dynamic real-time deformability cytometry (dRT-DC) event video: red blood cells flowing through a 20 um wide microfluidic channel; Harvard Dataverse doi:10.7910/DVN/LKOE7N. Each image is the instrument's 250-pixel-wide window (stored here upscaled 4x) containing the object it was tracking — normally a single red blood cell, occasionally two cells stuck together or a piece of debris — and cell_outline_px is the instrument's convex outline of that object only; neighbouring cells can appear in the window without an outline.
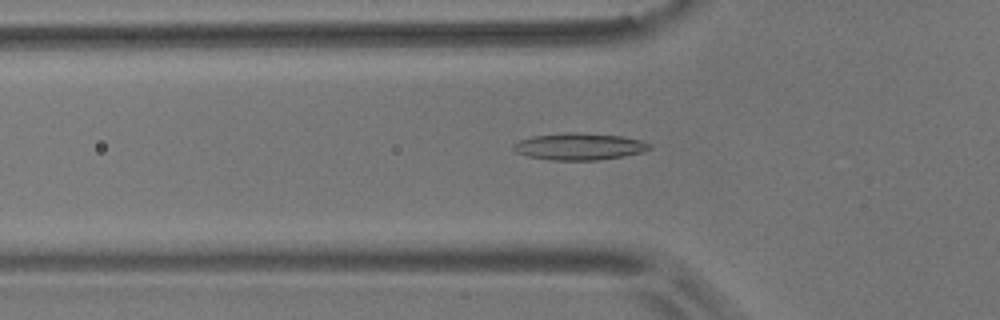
{"species": "common noctule bat (a hibernating species)", "species_latin": "Nyctalus noctula", "temperature_condition": "room temperature", "stored_images_in_passage": 55, "camera_frame_rate_fps": 3000, "um_per_image_px": 0.085, "animal": {"sex": "male", "body_mass_g": 17.9}, "frame": {"image": 1, "passage_image": 18, "time_ms": 5.667, "image_size_px": [1000, 320], "cell_outline_px": [[652, 148], [640, 152], [624, 156], [596, 160], [548, 160], [528, 156], [516, 152], [512, 148], [512, 144], [520, 140], [532, 136], [564, 132], [580, 132], [620, 136], [640, 140], [652, 144]], "centroid_in_image_um": [49.21, 12.45], "position_along_channel_um": 76.6, "area_um2": 21.39}}
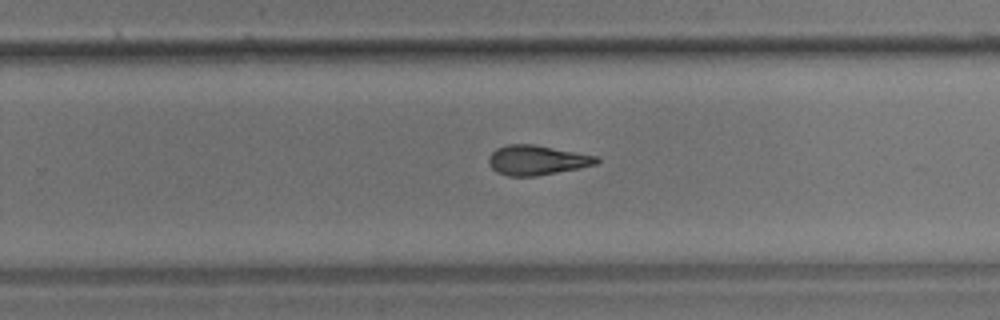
{"frame": {"image": 2, "passage_image": 35, "time_ms": 11.333, "image_size_px": [1000, 320], "cell_outline_px": [[600, 160], [596, 164], [580, 168], [536, 176], [508, 176], [496, 172], [488, 164], [488, 160], [492, 152], [496, 148], [508, 144], [536, 144], [596, 156]], "centroid_in_image_um": [45.61, 13.61], "position_along_channel_um": 284.2, "area_um2": 18.73}}
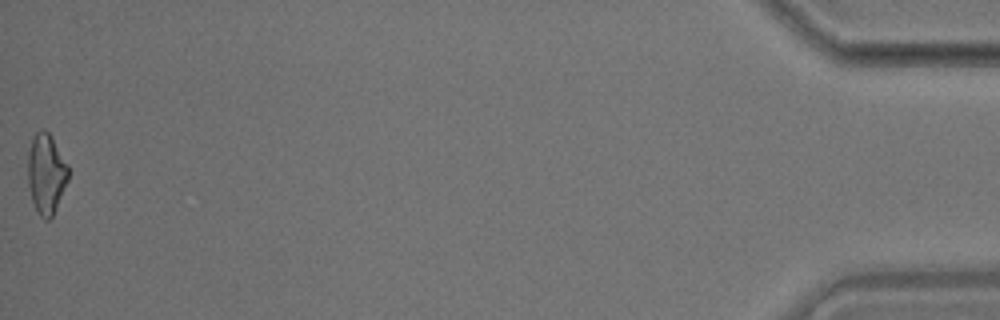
{"frame": {"image": 3, "passage_image": 55, "time_ms": 18.0, "image_size_px": [1000, 320], "cell_outline_px": [[68, 180], [52, 216], [48, 220], [44, 220], [40, 216], [32, 200], [28, 184], [28, 152], [32, 136], [36, 132], [44, 128], [52, 136], [68, 164]], "centroid_in_image_um": [3.92, 14.72], "position_along_channel_um": 431.3, "area_um2": 18.9}, "authors_computed_cell_mechanics": {"area_um2": 19.1318, "velocity_mm_per_s": 3.6489, "shape_relaxation_time_tau1_ms": 10.2864, "shape_relaxation_time_tau2_ms": 2.745, "deformation_change_tau1": 0.2319, "deformation_change_tau2": 0.1167}}